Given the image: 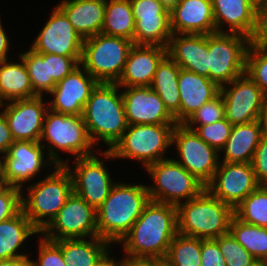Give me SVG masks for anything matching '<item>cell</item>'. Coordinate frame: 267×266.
<instances>
[{
    "label": "cell",
    "mask_w": 267,
    "mask_h": 266,
    "mask_svg": "<svg viewBox=\"0 0 267 266\" xmlns=\"http://www.w3.org/2000/svg\"><path fill=\"white\" fill-rule=\"evenodd\" d=\"M177 232L176 206L150 200L119 244L125 260H164Z\"/></svg>",
    "instance_id": "cell-1"
},
{
    "label": "cell",
    "mask_w": 267,
    "mask_h": 266,
    "mask_svg": "<svg viewBox=\"0 0 267 266\" xmlns=\"http://www.w3.org/2000/svg\"><path fill=\"white\" fill-rule=\"evenodd\" d=\"M146 184L116 182L97 211L98 237L118 243L150 201Z\"/></svg>",
    "instance_id": "cell-2"
},
{
    "label": "cell",
    "mask_w": 267,
    "mask_h": 266,
    "mask_svg": "<svg viewBox=\"0 0 267 266\" xmlns=\"http://www.w3.org/2000/svg\"><path fill=\"white\" fill-rule=\"evenodd\" d=\"M116 83H99L83 111V120L92 143L110 150L128 127L122 92ZM119 92V93H118Z\"/></svg>",
    "instance_id": "cell-3"
},
{
    "label": "cell",
    "mask_w": 267,
    "mask_h": 266,
    "mask_svg": "<svg viewBox=\"0 0 267 266\" xmlns=\"http://www.w3.org/2000/svg\"><path fill=\"white\" fill-rule=\"evenodd\" d=\"M43 179L27 184L22 191V211L41 232L64 206L74 192L71 173L65 165H57Z\"/></svg>",
    "instance_id": "cell-4"
},
{
    "label": "cell",
    "mask_w": 267,
    "mask_h": 266,
    "mask_svg": "<svg viewBox=\"0 0 267 266\" xmlns=\"http://www.w3.org/2000/svg\"><path fill=\"white\" fill-rule=\"evenodd\" d=\"M176 209L178 234L201 239H216L229 233L234 216V209L207 189Z\"/></svg>",
    "instance_id": "cell-5"
},
{
    "label": "cell",
    "mask_w": 267,
    "mask_h": 266,
    "mask_svg": "<svg viewBox=\"0 0 267 266\" xmlns=\"http://www.w3.org/2000/svg\"><path fill=\"white\" fill-rule=\"evenodd\" d=\"M39 142L45 149L48 147L47 155L57 165H65L69 162V159L65 161L59 156L58 150H61L62 153L72 154L73 159L87 157L96 152L82 115H67L49 108L45 113Z\"/></svg>",
    "instance_id": "cell-6"
},
{
    "label": "cell",
    "mask_w": 267,
    "mask_h": 266,
    "mask_svg": "<svg viewBox=\"0 0 267 266\" xmlns=\"http://www.w3.org/2000/svg\"><path fill=\"white\" fill-rule=\"evenodd\" d=\"M176 124L128 125L122 137L109 150L115 159H134L145 169L150 164L167 159L172 146V134Z\"/></svg>",
    "instance_id": "cell-7"
},
{
    "label": "cell",
    "mask_w": 267,
    "mask_h": 266,
    "mask_svg": "<svg viewBox=\"0 0 267 266\" xmlns=\"http://www.w3.org/2000/svg\"><path fill=\"white\" fill-rule=\"evenodd\" d=\"M134 42L99 33L84 39L80 64L99 83H116Z\"/></svg>",
    "instance_id": "cell-8"
},
{
    "label": "cell",
    "mask_w": 267,
    "mask_h": 266,
    "mask_svg": "<svg viewBox=\"0 0 267 266\" xmlns=\"http://www.w3.org/2000/svg\"><path fill=\"white\" fill-rule=\"evenodd\" d=\"M153 184L147 185L152 201L174 206L200 195L206 186L173 158L159 160L145 168Z\"/></svg>",
    "instance_id": "cell-9"
},
{
    "label": "cell",
    "mask_w": 267,
    "mask_h": 266,
    "mask_svg": "<svg viewBox=\"0 0 267 266\" xmlns=\"http://www.w3.org/2000/svg\"><path fill=\"white\" fill-rule=\"evenodd\" d=\"M249 45V38L241 34H209V79L221 88L246 73Z\"/></svg>",
    "instance_id": "cell-10"
},
{
    "label": "cell",
    "mask_w": 267,
    "mask_h": 266,
    "mask_svg": "<svg viewBox=\"0 0 267 266\" xmlns=\"http://www.w3.org/2000/svg\"><path fill=\"white\" fill-rule=\"evenodd\" d=\"M99 154L104 160L96 156L98 155L97 151L93 155L75 159V165L72 167L69 162L65 164L72 176L74 193L83 198L95 210L102 205L115 185L114 179L112 181L111 173L104 163L108 159L114 161L113 154L109 150H102Z\"/></svg>",
    "instance_id": "cell-11"
},
{
    "label": "cell",
    "mask_w": 267,
    "mask_h": 266,
    "mask_svg": "<svg viewBox=\"0 0 267 266\" xmlns=\"http://www.w3.org/2000/svg\"><path fill=\"white\" fill-rule=\"evenodd\" d=\"M172 145H175L179 158L174 160L207 186L219 166L221 154L184 124L174 127Z\"/></svg>",
    "instance_id": "cell-12"
},
{
    "label": "cell",
    "mask_w": 267,
    "mask_h": 266,
    "mask_svg": "<svg viewBox=\"0 0 267 266\" xmlns=\"http://www.w3.org/2000/svg\"><path fill=\"white\" fill-rule=\"evenodd\" d=\"M45 156V148L40 142L14 141L8 152L0 158V168L6 185L23 190L25 182L29 184L43 168H55L57 164Z\"/></svg>",
    "instance_id": "cell-13"
},
{
    "label": "cell",
    "mask_w": 267,
    "mask_h": 266,
    "mask_svg": "<svg viewBox=\"0 0 267 266\" xmlns=\"http://www.w3.org/2000/svg\"><path fill=\"white\" fill-rule=\"evenodd\" d=\"M40 235L52 241L96 237L97 211L73 192Z\"/></svg>",
    "instance_id": "cell-14"
},
{
    "label": "cell",
    "mask_w": 267,
    "mask_h": 266,
    "mask_svg": "<svg viewBox=\"0 0 267 266\" xmlns=\"http://www.w3.org/2000/svg\"><path fill=\"white\" fill-rule=\"evenodd\" d=\"M219 93L225 106V118L232 125L258 120L267 104V97L247 73L222 86Z\"/></svg>",
    "instance_id": "cell-15"
},
{
    "label": "cell",
    "mask_w": 267,
    "mask_h": 266,
    "mask_svg": "<svg viewBox=\"0 0 267 266\" xmlns=\"http://www.w3.org/2000/svg\"><path fill=\"white\" fill-rule=\"evenodd\" d=\"M260 185L251 163L220 162L206 189L234 209Z\"/></svg>",
    "instance_id": "cell-16"
},
{
    "label": "cell",
    "mask_w": 267,
    "mask_h": 266,
    "mask_svg": "<svg viewBox=\"0 0 267 266\" xmlns=\"http://www.w3.org/2000/svg\"><path fill=\"white\" fill-rule=\"evenodd\" d=\"M49 17L30 48L37 53L82 56L84 39L75 31L66 14L56 5Z\"/></svg>",
    "instance_id": "cell-17"
},
{
    "label": "cell",
    "mask_w": 267,
    "mask_h": 266,
    "mask_svg": "<svg viewBox=\"0 0 267 266\" xmlns=\"http://www.w3.org/2000/svg\"><path fill=\"white\" fill-rule=\"evenodd\" d=\"M135 20L134 45L166 47L172 35L170 11L159 0H130Z\"/></svg>",
    "instance_id": "cell-18"
},
{
    "label": "cell",
    "mask_w": 267,
    "mask_h": 266,
    "mask_svg": "<svg viewBox=\"0 0 267 266\" xmlns=\"http://www.w3.org/2000/svg\"><path fill=\"white\" fill-rule=\"evenodd\" d=\"M99 82L80 64L58 82L49 95V109L67 115H82L84 107Z\"/></svg>",
    "instance_id": "cell-19"
},
{
    "label": "cell",
    "mask_w": 267,
    "mask_h": 266,
    "mask_svg": "<svg viewBox=\"0 0 267 266\" xmlns=\"http://www.w3.org/2000/svg\"><path fill=\"white\" fill-rule=\"evenodd\" d=\"M43 96L4 102L3 113L14 141L39 142L48 107Z\"/></svg>",
    "instance_id": "cell-20"
},
{
    "label": "cell",
    "mask_w": 267,
    "mask_h": 266,
    "mask_svg": "<svg viewBox=\"0 0 267 266\" xmlns=\"http://www.w3.org/2000/svg\"><path fill=\"white\" fill-rule=\"evenodd\" d=\"M128 125L177 124L150 86L121 87Z\"/></svg>",
    "instance_id": "cell-21"
},
{
    "label": "cell",
    "mask_w": 267,
    "mask_h": 266,
    "mask_svg": "<svg viewBox=\"0 0 267 266\" xmlns=\"http://www.w3.org/2000/svg\"><path fill=\"white\" fill-rule=\"evenodd\" d=\"M167 54L182 69L209 78V34L172 33Z\"/></svg>",
    "instance_id": "cell-22"
},
{
    "label": "cell",
    "mask_w": 267,
    "mask_h": 266,
    "mask_svg": "<svg viewBox=\"0 0 267 266\" xmlns=\"http://www.w3.org/2000/svg\"><path fill=\"white\" fill-rule=\"evenodd\" d=\"M166 55V47L133 45L116 84L120 87L150 86L159 63Z\"/></svg>",
    "instance_id": "cell-23"
},
{
    "label": "cell",
    "mask_w": 267,
    "mask_h": 266,
    "mask_svg": "<svg viewBox=\"0 0 267 266\" xmlns=\"http://www.w3.org/2000/svg\"><path fill=\"white\" fill-rule=\"evenodd\" d=\"M170 25L176 34L216 33L212 0H181L170 11Z\"/></svg>",
    "instance_id": "cell-24"
},
{
    "label": "cell",
    "mask_w": 267,
    "mask_h": 266,
    "mask_svg": "<svg viewBox=\"0 0 267 266\" xmlns=\"http://www.w3.org/2000/svg\"><path fill=\"white\" fill-rule=\"evenodd\" d=\"M256 3V0H212L216 32L250 38L255 28Z\"/></svg>",
    "instance_id": "cell-25"
},
{
    "label": "cell",
    "mask_w": 267,
    "mask_h": 266,
    "mask_svg": "<svg viewBox=\"0 0 267 266\" xmlns=\"http://www.w3.org/2000/svg\"><path fill=\"white\" fill-rule=\"evenodd\" d=\"M178 87L179 124H184L194 112L220 92V87L209 78L182 68L178 76Z\"/></svg>",
    "instance_id": "cell-26"
},
{
    "label": "cell",
    "mask_w": 267,
    "mask_h": 266,
    "mask_svg": "<svg viewBox=\"0 0 267 266\" xmlns=\"http://www.w3.org/2000/svg\"><path fill=\"white\" fill-rule=\"evenodd\" d=\"M56 5L66 14L75 31L83 39L101 33L106 1L62 0Z\"/></svg>",
    "instance_id": "cell-27"
},
{
    "label": "cell",
    "mask_w": 267,
    "mask_h": 266,
    "mask_svg": "<svg viewBox=\"0 0 267 266\" xmlns=\"http://www.w3.org/2000/svg\"><path fill=\"white\" fill-rule=\"evenodd\" d=\"M262 138L258 120L233 125L231 134L220 152V162L251 163L254 152Z\"/></svg>",
    "instance_id": "cell-28"
},
{
    "label": "cell",
    "mask_w": 267,
    "mask_h": 266,
    "mask_svg": "<svg viewBox=\"0 0 267 266\" xmlns=\"http://www.w3.org/2000/svg\"><path fill=\"white\" fill-rule=\"evenodd\" d=\"M40 234L32 225L31 221L21 210L16 216L0 222V260L14 258H29V255L20 252L26 239L30 236Z\"/></svg>",
    "instance_id": "cell-29"
},
{
    "label": "cell",
    "mask_w": 267,
    "mask_h": 266,
    "mask_svg": "<svg viewBox=\"0 0 267 266\" xmlns=\"http://www.w3.org/2000/svg\"><path fill=\"white\" fill-rule=\"evenodd\" d=\"M181 67L167 54L159 63L150 87L162 99L165 108L179 124L180 94L178 76Z\"/></svg>",
    "instance_id": "cell-30"
},
{
    "label": "cell",
    "mask_w": 267,
    "mask_h": 266,
    "mask_svg": "<svg viewBox=\"0 0 267 266\" xmlns=\"http://www.w3.org/2000/svg\"><path fill=\"white\" fill-rule=\"evenodd\" d=\"M90 239V240H88ZM67 266H95L112 245L96 236L90 238L61 239L56 241Z\"/></svg>",
    "instance_id": "cell-31"
},
{
    "label": "cell",
    "mask_w": 267,
    "mask_h": 266,
    "mask_svg": "<svg viewBox=\"0 0 267 266\" xmlns=\"http://www.w3.org/2000/svg\"><path fill=\"white\" fill-rule=\"evenodd\" d=\"M5 60L0 63V98L4 102L37 96L31 85L28 70L21 57L19 62Z\"/></svg>",
    "instance_id": "cell-32"
},
{
    "label": "cell",
    "mask_w": 267,
    "mask_h": 266,
    "mask_svg": "<svg viewBox=\"0 0 267 266\" xmlns=\"http://www.w3.org/2000/svg\"><path fill=\"white\" fill-rule=\"evenodd\" d=\"M135 20L130 0H108L101 33L134 42Z\"/></svg>",
    "instance_id": "cell-33"
},
{
    "label": "cell",
    "mask_w": 267,
    "mask_h": 266,
    "mask_svg": "<svg viewBox=\"0 0 267 266\" xmlns=\"http://www.w3.org/2000/svg\"><path fill=\"white\" fill-rule=\"evenodd\" d=\"M229 232L256 260H267V228L244 223L233 216Z\"/></svg>",
    "instance_id": "cell-34"
},
{
    "label": "cell",
    "mask_w": 267,
    "mask_h": 266,
    "mask_svg": "<svg viewBox=\"0 0 267 266\" xmlns=\"http://www.w3.org/2000/svg\"><path fill=\"white\" fill-rule=\"evenodd\" d=\"M19 57L26 65L34 93L37 96L50 93L57 83L49 78L48 53H37L30 48Z\"/></svg>",
    "instance_id": "cell-35"
},
{
    "label": "cell",
    "mask_w": 267,
    "mask_h": 266,
    "mask_svg": "<svg viewBox=\"0 0 267 266\" xmlns=\"http://www.w3.org/2000/svg\"><path fill=\"white\" fill-rule=\"evenodd\" d=\"M201 238L177 234L164 258L171 266H201Z\"/></svg>",
    "instance_id": "cell-36"
},
{
    "label": "cell",
    "mask_w": 267,
    "mask_h": 266,
    "mask_svg": "<svg viewBox=\"0 0 267 266\" xmlns=\"http://www.w3.org/2000/svg\"><path fill=\"white\" fill-rule=\"evenodd\" d=\"M234 216L244 223L267 228V189L260 185L234 208Z\"/></svg>",
    "instance_id": "cell-37"
},
{
    "label": "cell",
    "mask_w": 267,
    "mask_h": 266,
    "mask_svg": "<svg viewBox=\"0 0 267 266\" xmlns=\"http://www.w3.org/2000/svg\"><path fill=\"white\" fill-rule=\"evenodd\" d=\"M246 73L267 97V47L249 45Z\"/></svg>",
    "instance_id": "cell-38"
},
{
    "label": "cell",
    "mask_w": 267,
    "mask_h": 266,
    "mask_svg": "<svg viewBox=\"0 0 267 266\" xmlns=\"http://www.w3.org/2000/svg\"><path fill=\"white\" fill-rule=\"evenodd\" d=\"M225 118V106L222 95L219 93L211 101L202 105L184 123L190 130H195L200 125H208Z\"/></svg>",
    "instance_id": "cell-39"
},
{
    "label": "cell",
    "mask_w": 267,
    "mask_h": 266,
    "mask_svg": "<svg viewBox=\"0 0 267 266\" xmlns=\"http://www.w3.org/2000/svg\"><path fill=\"white\" fill-rule=\"evenodd\" d=\"M225 259L226 266H251L255 258L249 254L229 232L215 239Z\"/></svg>",
    "instance_id": "cell-40"
},
{
    "label": "cell",
    "mask_w": 267,
    "mask_h": 266,
    "mask_svg": "<svg viewBox=\"0 0 267 266\" xmlns=\"http://www.w3.org/2000/svg\"><path fill=\"white\" fill-rule=\"evenodd\" d=\"M233 125L226 119H221L208 125H200L194 131L208 145L219 153L227 142Z\"/></svg>",
    "instance_id": "cell-41"
},
{
    "label": "cell",
    "mask_w": 267,
    "mask_h": 266,
    "mask_svg": "<svg viewBox=\"0 0 267 266\" xmlns=\"http://www.w3.org/2000/svg\"><path fill=\"white\" fill-rule=\"evenodd\" d=\"M39 238L41 240L38 242V258L35 261L30 259V266H67L64 262L60 245L42 235Z\"/></svg>",
    "instance_id": "cell-42"
},
{
    "label": "cell",
    "mask_w": 267,
    "mask_h": 266,
    "mask_svg": "<svg viewBox=\"0 0 267 266\" xmlns=\"http://www.w3.org/2000/svg\"><path fill=\"white\" fill-rule=\"evenodd\" d=\"M22 189L7 185L0 192V222L16 216L22 210Z\"/></svg>",
    "instance_id": "cell-43"
},
{
    "label": "cell",
    "mask_w": 267,
    "mask_h": 266,
    "mask_svg": "<svg viewBox=\"0 0 267 266\" xmlns=\"http://www.w3.org/2000/svg\"><path fill=\"white\" fill-rule=\"evenodd\" d=\"M82 56H61L48 53L49 78L58 83L80 65Z\"/></svg>",
    "instance_id": "cell-44"
},
{
    "label": "cell",
    "mask_w": 267,
    "mask_h": 266,
    "mask_svg": "<svg viewBox=\"0 0 267 266\" xmlns=\"http://www.w3.org/2000/svg\"><path fill=\"white\" fill-rule=\"evenodd\" d=\"M249 40L250 45L267 47V0L256 3L255 28Z\"/></svg>",
    "instance_id": "cell-45"
},
{
    "label": "cell",
    "mask_w": 267,
    "mask_h": 266,
    "mask_svg": "<svg viewBox=\"0 0 267 266\" xmlns=\"http://www.w3.org/2000/svg\"><path fill=\"white\" fill-rule=\"evenodd\" d=\"M201 266H226L225 259L215 239H202Z\"/></svg>",
    "instance_id": "cell-46"
},
{
    "label": "cell",
    "mask_w": 267,
    "mask_h": 266,
    "mask_svg": "<svg viewBox=\"0 0 267 266\" xmlns=\"http://www.w3.org/2000/svg\"><path fill=\"white\" fill-rule=\"evenodd\" d=\"M251 164L258 182L262 185L267 180V139L261 138Z\"/></svg>",
    "instance_id": "cell-47"
},
{
    "label": "cell",
    "mask_w": 267,
    "mask_h": 266,
    "mask_svg": "<svg viewBox=\"0 0 267 266\" xmlns=\"http://www.w3.org/2000/svg\"><path fill=\"white\" fill-rule=\"evenodd\" d=\"M14 139L12 138L11 131L8 127V123L4 113L0 112V155H5Z\"/></svg>",
    "instance_id": "cell-48"
},
{
    "label": "cell",
    "mask_w": 267,
    "mask_h": 266,
    "mask_svg": "<svg viewBox=\"0 0 267 266\" xmlns=\"http://www.w3.org/2000/svg\"><path fill=\"white\" fill-rule=\"evenodd\" d=\"M11 42L8 39V36L3 28L1 19H0V63L8 60V52L10 50Z\"/></svg>",
    "instance_id": "cell-49"
},
{
    "label": "cell",
    "mask_w": 267,
    "mask_h": 266,
    "mask_svg": "<svg viewBox=\"0 0 267 266\" xmlns=\"http://www.w3.org/2000/svg\"><path fill=\"white\" fill-rule=\"evenodd\" d=\"M111 251L109 250L102 259H100L95 266H124L125 265V259H115L113 256H111ZM117 260V261H116Z\"/></svg>",
    "instance_id": "cell-50"
},
{
    "label": "cell",
    "mask_w": 267,
    "mask_h": 266,
    "mask_svg": "<svg viewBox=\"0 0 267 266\" xmlns=\"http://www.w3.org/2000/svg\"><path fill=\"white\" fill-rule=\"evenodd\" d=\"M0 266H30V258L0 260Z\"/></svg>",
    "instance_id": "cell-51"
},
{
    "label": "cell",
    "mask_w": 267,
    "mask_h": 266,
    "mask_svg": "<svg viewBox=\"0 0 267 266\" xmlns=\"http://www.w3.org/2000/svg\"><path fill=\"white\" fill-rule=\"evenodd\" d=\"M124 266H161V260H126Z\"/></svg>",
    "instance_id": "cell-52"
},
{
    "label": "cell",
    "mask_w": 267,
    "mask_h": 266,
    "mask_svg": "<svg viewBox=\"0 0 267 266\" xmlns=\"http://www.w3.org/2000/svg\"><path fill=\"white\" fill-rule=\"evenodd\" d=\"M258 123L260 125L262 137L267 139V104L258 117Z\"/></svg>",
    "instance_id": "cell-53"
},
{
    "label": "cell",
    "mask_w": 267,
    "mask_h": 266,
    "mask_svg": "<svg viewBox=\"0 0 267 266\" xmlns=\"http://www.w3.org/2000/svg\"><path fill=\"white\" fill-rule=\"evenodd\" d=\"M159 2L168 10L171 11L175 8L181 0H159Z\"/></svg>",
    "instance_id": "cell-54"
},
{
    "label": "cell",
    "mask_w": 267,
    "mask_h": 266,
    "mask_svg": "<svg viewBox=\"0 0 267 266\" xmlns=\"http://www.w3.org/2000/svg\"><path fill=\"white\" fill-rule=\"evenodd\" d=\"M251 266H267V260H255Z\"/></svg>",
    "instance_id": "cell-55"
},
{
    "label": "cell",
    "mask_w": 267,
    "mask_h": 266,
    "mask_svg": "<svg viewBox=\"0 0 267 266\" xmlns=\"http://www.w3.org/2000/svg\"><path fill=\"white\" fill-rule=\"evenodd\" d=\"M6 183L4 181V178L2 176V172L0 171V192L6 187Z\"/></svg>",
    "instance_id": "cell-56"
},
{
    "label": "cell",
    "mask_w": 267,
    "mask_h": 266,
    "mask_svg": "<svg viewBox=\"0 0 267 266\" xmlns=\"http://www.w3.org/2000/svg\"><path fill=\"white\" fill-rule=\"evenodd\" d=\"M161 266H171V265H169L166 261L161 260Z\"/></svg>",
    "instance_id": "cell-57"
},
{
    "label": "cell",
    "mask_w": 267,
    "mask_h": 266,
    "mask_svg": "<svg viewBox=\"0 0 267 266\" xmlns=\"http://www.w3.org/2000/svg\"><path fill=\"white\" fill-rule=\"evenodd\" d=\"M3 105H4V102L1 100L0 98V108L2 109L3 108ZM1 112V111H0Z\"/></svg>",
    "instance_id": "cell-58"
},
{
    "label": "cell",
    "mask_w": 267,
    "mask_h": 266,
    "mask_svg": "<svg viewBox=\"0 0 267 266\" xmlns=\"http://www.w3.org/2000/svg\"><path fill=\"white\" fill-rule=\"evenodd\" d=\"M262 186L267 189V180L262 184Z\"/></svg>",
    "instance_id": "cell-59"
}]
</instances>
